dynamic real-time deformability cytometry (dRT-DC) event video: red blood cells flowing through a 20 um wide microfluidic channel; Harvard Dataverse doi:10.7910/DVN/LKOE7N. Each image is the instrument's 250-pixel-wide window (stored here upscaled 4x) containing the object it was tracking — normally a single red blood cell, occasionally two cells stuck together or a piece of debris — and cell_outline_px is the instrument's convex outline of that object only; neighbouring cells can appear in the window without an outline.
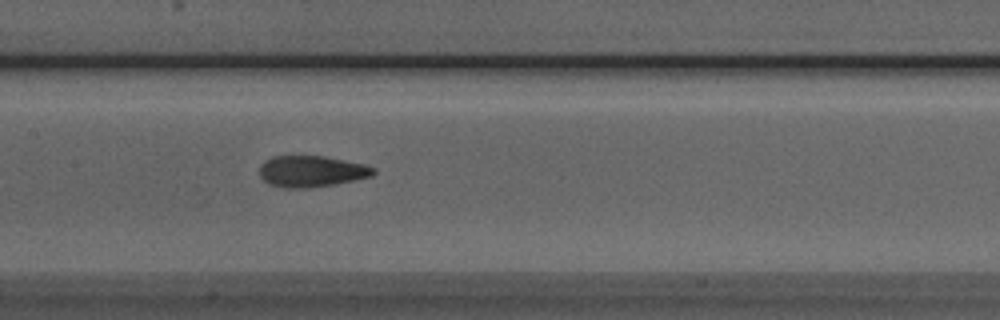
{"species": "Egyptian fruit bat (a non-hibernating species)", "species_latin": "Rousettus aegyptiacus", "temperature_condition": "room temperature", "stored_images_in_passage": 50, "camera_frame_rate_fps": 3000, "um_per_image_px": 0.085, "animal": {"sex": "male"}, "frame": {"image": 1, "passage_image": 23, "time_ms": 7.333, "image_size_px": [1000, 320], "cell_outline_px": [[376, 172], [372, 176], [356, 180], [336, 184], [308, 188], [284, 188], [268, 184], [260, 176], [260, 164], [264, 160], [272, 156], [324, 156], [364, 164], [376, 168]], "centroid_in_image_um": [26.47, 14.57], "position_along_channel_um": 180.9, "area_um2": 20.98}}
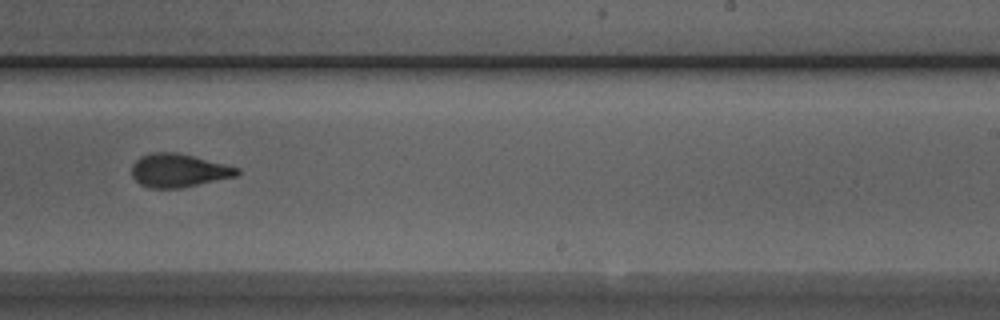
{"frame": {"image": 2, "passage_image": 30, "time_ms": 9.667, "image_size_px": [1000, 320], "cell_outline_px": [[240, 172], [236, 176], [180, 188], [148, 188], [140, 184], [132, 176], [132, 164], [140, 156], [152, 152], [176, 152], [240, 168]], "centroid_in_image_um": [15.15, 14.49], "position_along_channel_um": 273.9, "area_um2": 20.35}}
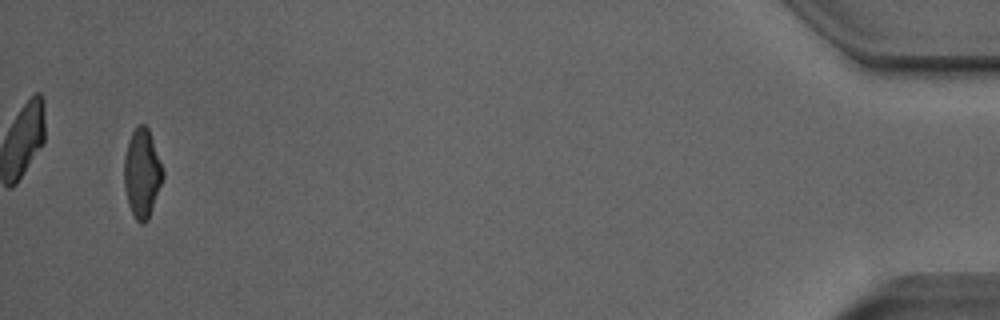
{"frame": {"image": 3, "passage_image": 48, "time_ms": 15.667, "image_size_px": [1000, 320], "cell_outline_px": [[164, 176], [148, 220], [144, 224], [140, 224], [136, 220], [128, 204], [124, 188], [124, 156], [128, 140], [132, 132], [140, 124], [144, 124], [148, 128], [164, 168]], "centroid_in_image_um": [12.08, 14.73], "position_along_channel_um": 423.1, "area_um2": 20.17}, "authors_computed_cell_mechanics": {"area_um2": 20.519, "velocity_mm_per_s": 3.9939, "shape_relaxation_time_tau1_ms": 4.1557, "shape_relaxation_time_tau2_ms": 1.5807, "deformation_change_tau1": 0.1625, "deformation_change_tau2": 0.0777}}